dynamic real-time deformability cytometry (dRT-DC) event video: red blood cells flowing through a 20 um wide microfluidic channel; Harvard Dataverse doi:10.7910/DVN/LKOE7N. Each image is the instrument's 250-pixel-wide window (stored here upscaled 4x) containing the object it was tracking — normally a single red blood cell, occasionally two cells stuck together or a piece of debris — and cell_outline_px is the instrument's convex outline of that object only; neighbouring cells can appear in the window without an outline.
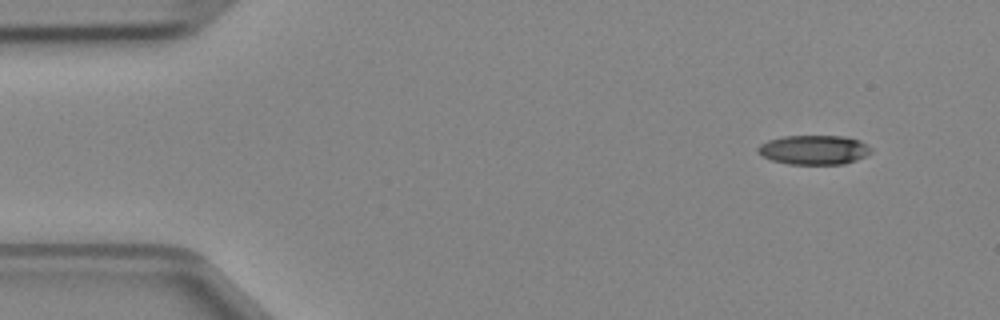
{"species": "Egyptian fruit bat (a non-hibernating species)", "species_latin": "Rousettus aegyptiacus", "temperature_condition": "cold", "stored_images_in_passage": 5, "camera_frame_rate_fps": 3000, "um_per_image_px": 0.085, "animal": {"sex": "female"}, "frame": {"image": 1, "passage_image": 1, "time_ms": 0.0, "image_size_px": [1000, 320], "cell_outline_px": [[872, 152], [856, 160], [844, 164], [788, 164], [772, 160], [756, 152], [756, 148], [760, 144], [768, 140], [784, 136], [844, 136], [860, 140], [872, 148]], "centroid_in_image_um": [69.18, 12.73], "position_along_channel_um": 15.8, "area_um2": 19.42}}
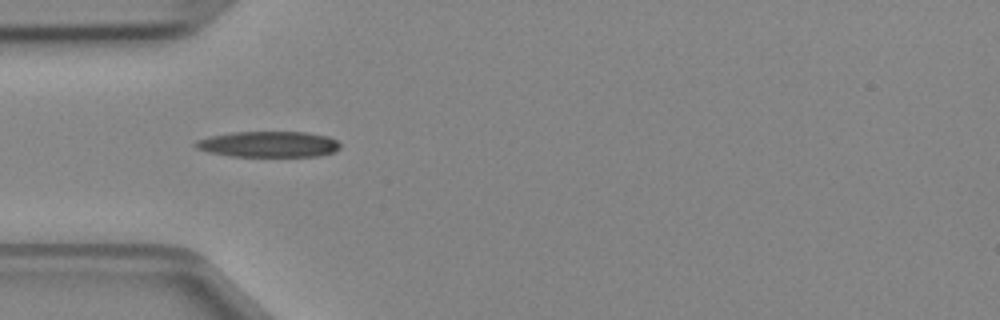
{"frame": {"image": 2, "passage_image": 4, "time_ms": 1.0, "image_size_px": [1000, 320], "cell_outline_px": [[340, 148], [332, 152], [320, 156], [232, 156], [208, 152], [196, 148], [192, 144], [196, 140], [212, 136], [232, 132], [304, 132], [328, 136], [336, 140], [340, 144]], "centroid_in_image_um": [22.81, 12.26], "position_along_channel_um": 62.2, "area_um2": 21.73}}